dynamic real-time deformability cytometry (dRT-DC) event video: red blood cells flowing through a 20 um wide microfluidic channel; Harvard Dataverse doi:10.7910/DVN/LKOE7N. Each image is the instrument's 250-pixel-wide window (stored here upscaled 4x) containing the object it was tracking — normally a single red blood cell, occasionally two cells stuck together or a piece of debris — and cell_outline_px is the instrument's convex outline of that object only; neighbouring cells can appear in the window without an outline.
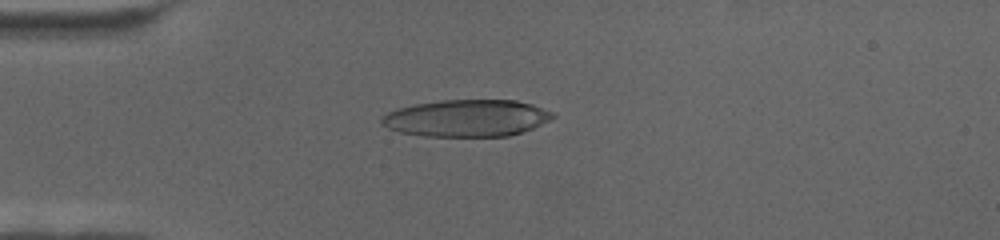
{"species": "human", "species_latin": "Homo sapiens", "temperature_condition": "cold", "stored_images_in_passage": 67, "camera_frame_rate_fps": 3000, "um_per_image_px": 0.085, "donor": {"sex": "female"}, "frame": {"image": 1, "passage_image": 18, "time_ms": 5.667, "image_size_px": [1000, 240], "cell_outline_px": [[556, 116], [532, 128], [508, 136], [424, 136], [400, 132], [388, 128], [380, 124], [380, 116], [396, 108], [416, 104], [440, 100], [516, 100], [532, 104], [552, 112]], "centroid_in_image_um": [39.61, 10.03], "position_along_channel_um": 45.4, "area_um2": 36.82}}
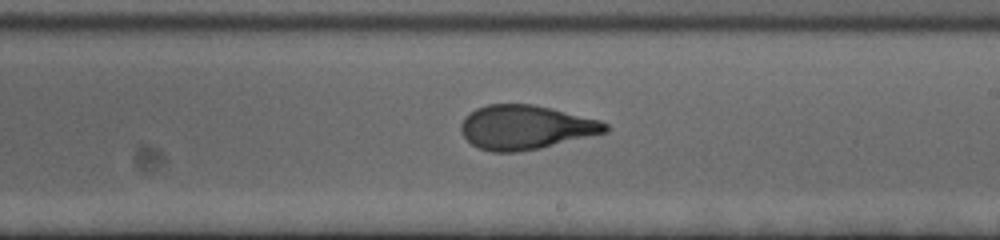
{"frame": {"image": 2, "passage_image": 40, "time_ms": 13.0, "image_size_px": [1000, 240], "cell_outline_px": [[608, 132], [540, 148], [516, 152], [492, 152], [480, 148], [472, 144], [464, 136], [460, 128], [460, 124], [464, 116], [476, 108], [488, 104], [532, 104], [552, 108], [600, 120], [608, 124]], "centroid_in_image_um": [44.67, 10.81], "position_along_channel_um": 244.3, "area_um2": 37.17}}
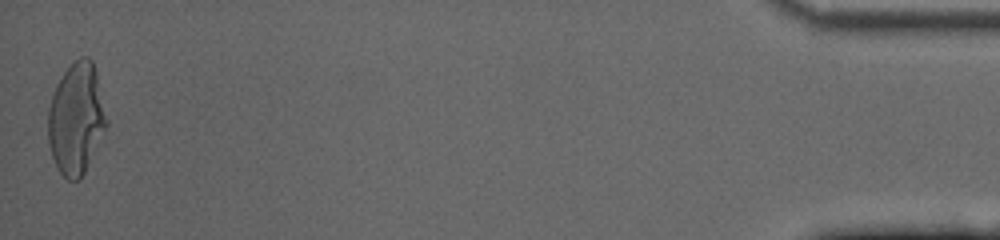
{"frame": {"image": 3, "passage_image": 67, "time_ms": 22.0, "image_size_px": [1000, 240], "cell_outline_px": [[108, 124], [80, 180], [68, 180], [56, 168], [40, 132], [56, 84], [64, 72], [80, 56], [88, 56], [92, 60], [96, 72], [108, 120]], "centroid_in_image_um": [6.38, 10.13], "position_along_channel_um": 428.8, "area_um2": 39.25}}